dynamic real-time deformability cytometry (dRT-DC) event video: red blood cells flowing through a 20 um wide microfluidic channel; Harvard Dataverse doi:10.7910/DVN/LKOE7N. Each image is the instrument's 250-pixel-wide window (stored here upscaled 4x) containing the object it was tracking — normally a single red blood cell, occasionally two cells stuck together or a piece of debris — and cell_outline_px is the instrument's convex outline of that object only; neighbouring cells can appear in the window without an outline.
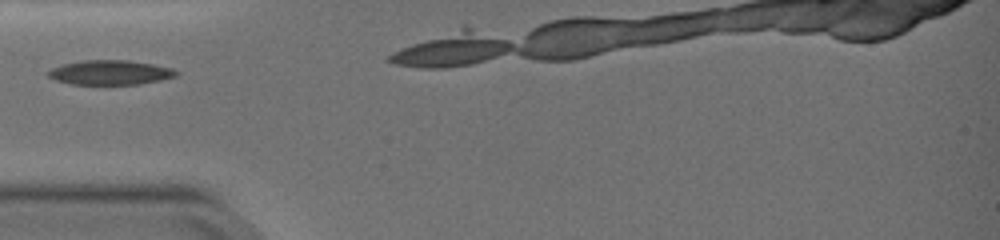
{"species": "common noctule bat (a hibernating species)", "species_latin": "Nyctalus noctula", "temperature_condition": "warm", "stored_images_in_passage": 6, "camera_frame_rate_fps": 3000, "um_per_image_px": 0.085, "animal": {"sex": "female", "body_mass_g": 19.0, "forearm_length_mm": 51.5}, "frame": {"image": 1, "passage_image": 1, "time_ms": 0.0, "image_size_px": [1000, 240], "cell_outline_px": [[180, 72], [176, 76], [160, 80], [140, 84], [72, 84], [56, 80], [48, 76], [48, 72], [52, 68], [64, 64], [80, 60], [128, 60], [152, 64], [172, 68]], "centroid_in_image_um": [9.39, 6.16], "position_along_channel_um": 75.6, "area_um2": 18.21}}